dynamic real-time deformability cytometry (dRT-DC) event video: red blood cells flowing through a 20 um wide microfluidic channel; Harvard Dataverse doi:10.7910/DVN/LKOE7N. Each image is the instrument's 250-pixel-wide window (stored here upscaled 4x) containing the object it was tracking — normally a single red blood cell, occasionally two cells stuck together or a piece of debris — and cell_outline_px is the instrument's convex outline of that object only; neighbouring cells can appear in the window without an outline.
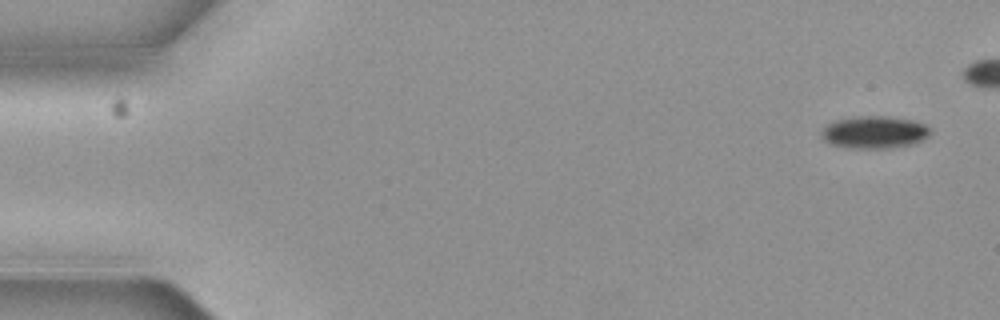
{"species": "common noctule bat (a hibernating species)", "species_latin": "Nyctalus noctula", "temperature_condition": "cold", "stored_images_in_passage": 3, "segment_of_instrument_passage": [2, 2], "camera_frame_rate_fps": 3000, "um_per_image_px": 0.085, "animal": {"sex": "female", "body_mass_g": 19.3, "forearm_length_mm": 54.1}, "frame": {"image": 1, "passage_image": 3, "time_ms": 0.667, "image_size_px": [1000, 320], "cell_outline_px": [[932, 132], [928, 136], [912, 144], [888, 148], [848, 148], [828, 144], [820, 136], [820, 132], [828, 124], [836, 120], [860, 116], [880, 116], [912, 120], [924, 124]], "centroid_in_image_um": [74.27, 11.25], "position_along_channel_um": 10.7, "area_um2": 20.4}}